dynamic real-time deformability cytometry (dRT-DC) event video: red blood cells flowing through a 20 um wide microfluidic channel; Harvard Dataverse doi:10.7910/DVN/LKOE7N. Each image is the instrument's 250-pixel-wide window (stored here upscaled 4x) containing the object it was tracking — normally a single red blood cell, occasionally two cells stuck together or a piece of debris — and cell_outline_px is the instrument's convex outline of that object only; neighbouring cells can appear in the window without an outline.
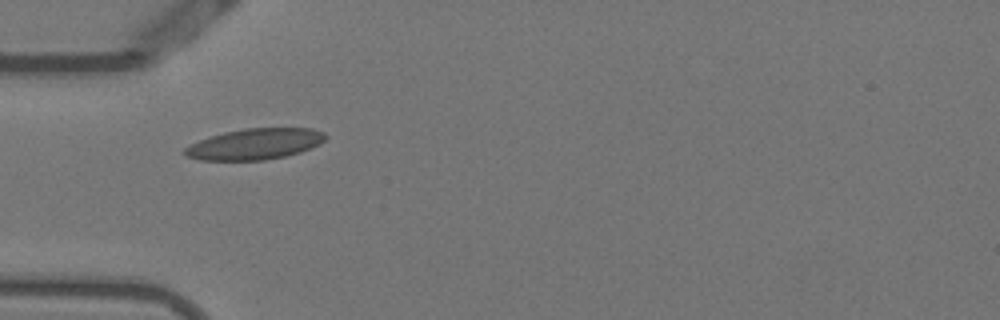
{"species": "Egyptian fruit bat (a non-hibernating species)", "species_latin": "Rousettus aegyptiacus", "temperature_condition": "warm", "stored_images_in_passage": 30, "camera_frame_rate_fps": 3000, "um_per_image_px": 0.085, "animal": {"sex": "female"}, "frame": {"image": 1, "passage_image": 1, "time_ms": 0.0, "image_size_px": [1000, 320], "cell_outline_px": [[328, 136], [320, 144], [300, 152], [284, 156], [264, 160], [200, 160], [184, 156], [180, 152], [184, 148], [200, 140], [224, 132], [244, 128], [312, 128], [324, 132]], "centroid_in_image_um": [21.65, 12.24], "position_along_channel_um": 63.3, "area_um2": 25.43}}
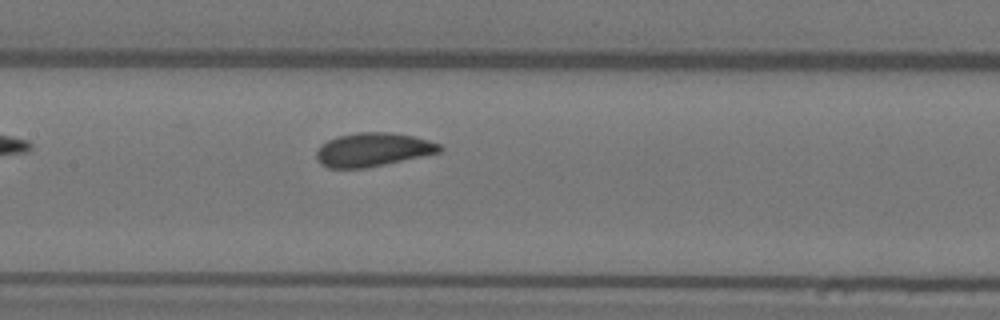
{"frame": {"image": 2, "passage_image": 10, "time_ms": 3.0, "image_size_px": [1000, 320], "cell_outline_px": [[444, 148], [440, 152], [384, 164], [364, 168], [328, 168], [320, 164], [316, 160], [316, 152], [320, 144], [336, 136], [356, 132], [392, 132], [412, 136], [428, 140], [440, 144]], "centroid_in_image_um": [31.65, 12.71], "position_along_channel_um": 175.8, "area_um2": 24.22}}
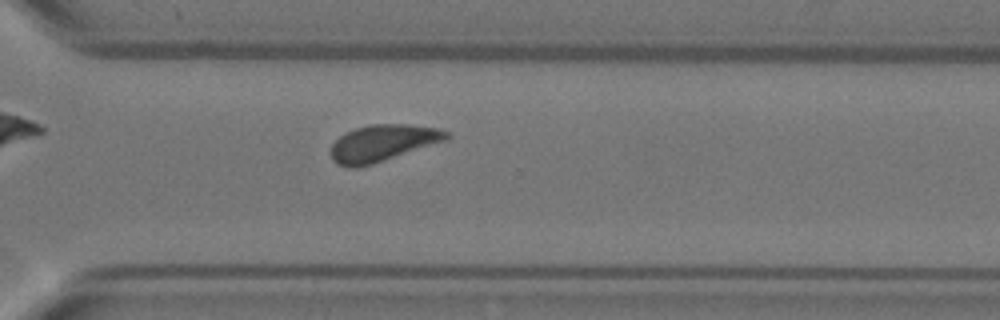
{"frame": {"image": 3, "passage_image": 23, "time_ms": 7.333, "image_size_px": [1000, 320], "cell_outline_px": [[448, 140], [372, 164], [356, 168], [348, 168], [336, 164], [332, 160], [328, 152], [332, 144], [344, 132], [356, 128], [372, 124], [408, 124], [436, 128], [448, 132]], "centroid_in_image_um": [32.47, 12.17], "position_along_channel_um": 338.1, "area_um2": 24.85}, "authors_computed_cell_mechanics": {"area_um2": 24.276, "velocity_mm_per_s": 3.7684, "shape_relaxation_time_tau1_ms": 3.5448, "shape_relaxation_time_tau2_ms": 1.743, "deformation_change_tau1": 0.1212, "deformation_change_tau2": 0.0705}}